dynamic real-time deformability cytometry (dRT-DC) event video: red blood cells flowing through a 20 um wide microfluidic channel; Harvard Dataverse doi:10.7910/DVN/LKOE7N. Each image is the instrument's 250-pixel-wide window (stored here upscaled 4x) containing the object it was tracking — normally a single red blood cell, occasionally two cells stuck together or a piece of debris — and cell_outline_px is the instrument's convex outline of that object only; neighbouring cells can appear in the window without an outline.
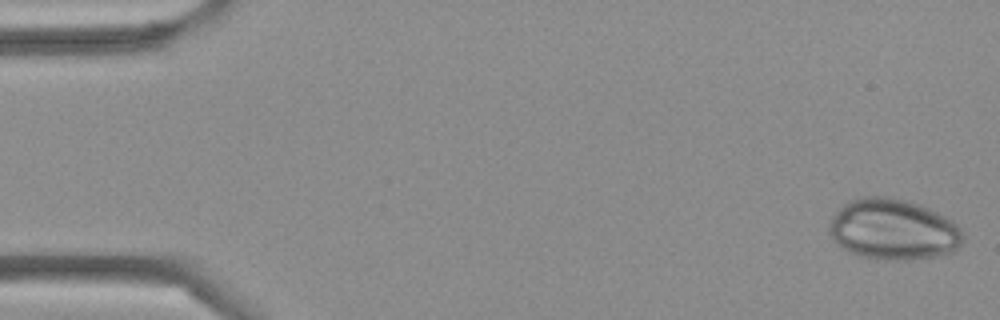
{"species": "Egyptian fruit bat (a non-hibernating species)", "species_latin": "Rousettus aegyptiacus", "temperature_condition": "cold", "stored_images_in_passage": 4, "camera_frame_rate_fps": 3000, "um_per_image_px": 0.085, "frame": {"image": 1, "passage_image": 1, "time_ms": 0.0, "image_size_px": [1000, 320], "cell_outline_px": [[964, 240], [952, 252], [936, 256], [908, 260], [888, 260], [860, 256], [844, 248], [832, 240], [828, 232], [828, 228], [832, 216], [848, 200], [864, 196], [888, 196], [920, 204], [952, 220], [960, 228], [964, 236]], "centroid_in_image_um": [75.91, 19.5], "position_along_channel_um": 9.1, "area_um2": 47.51}}